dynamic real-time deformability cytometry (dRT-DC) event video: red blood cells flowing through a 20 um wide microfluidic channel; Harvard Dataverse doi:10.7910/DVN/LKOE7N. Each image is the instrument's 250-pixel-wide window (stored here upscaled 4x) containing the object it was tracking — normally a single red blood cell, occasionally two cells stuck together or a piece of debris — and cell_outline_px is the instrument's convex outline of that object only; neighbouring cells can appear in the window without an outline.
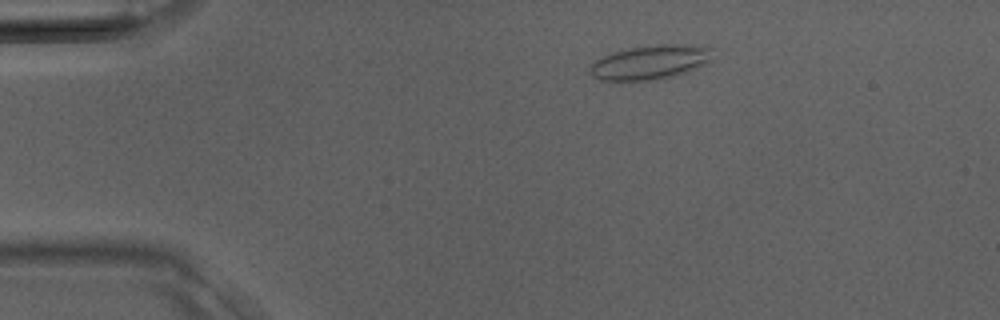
{"species": "Egyptian fruit bat (a non-hibernating species)", "species_latin": "Rousettus aegyptiacus", "temperature_condition": "room temperature", "stored_images_in_passage": 33, "camera_frame_rate_fps": 3000, "um_per_image_px": 0.085, "animal": {"sex": "male"}, "frame": {"image": 1, "passage_image": 2, "time_ms": 0.333, "image_size_px": [1000, 320], "cell_outline_px": [[712, 48], [708, 60], [704, 64], [688, 72], [664, 80], [620, 84], [600, 80], [592, 76], [588, 72], [588, 68], [596, 60], [612, 52], [632, 48], [656, 44], [688, 44]], "centroid_in_image_um": [55.18, 5.36], "position_along_channel_um": 29.8, "area_um2": 25.43}}
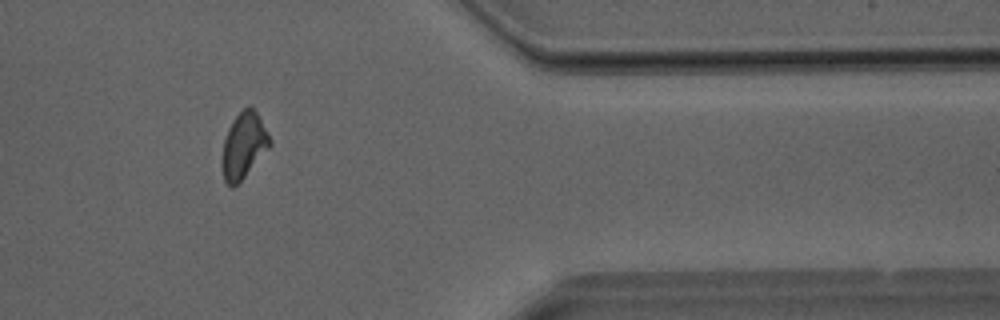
{"frame": {"image": 2, "passage_image": 27, "time_ms": 8.667, "image_size_px": [1000, 320], "cell_outline_px": [[272, 144], [244, 176], [232, 188], [224, 180], [224, 140], [228, 128], [232, 120], [248, 104], [256, 112], [268, 132], [272, 140]], "centroid_in_image_um": [20.75, 12.31], "position_along_channel_um": 390.6, "area_um2": 17.63}}
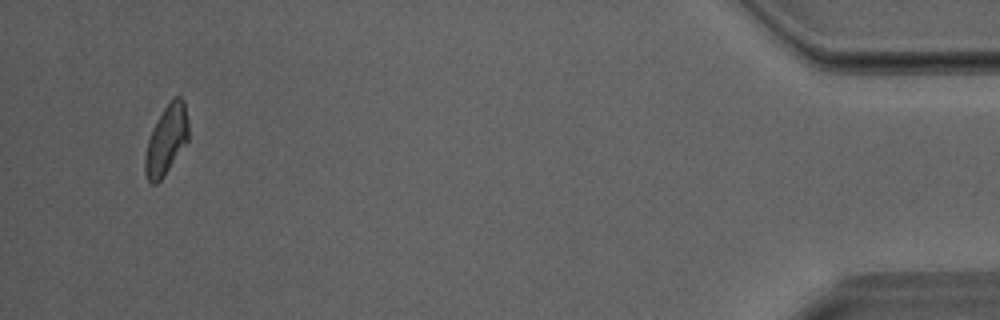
{"frame": {"image": 3, "passage_image": 32, "time_ms": 10.333, "image_size_px": [1000, 320], "cell_outline_px": [[188, 140], [164, 176], [156, 184], [152, 184], [148, 180], [144, 172], [144, 156], [148, 140], [152, 128], [164, 108], [176, 96], [180, 96], [184, 100], [188, 120]], "centroid_in_image_um": [14.13, 11.91], "position_along_channel_um": 421.1, "area_um2": 17.46}}